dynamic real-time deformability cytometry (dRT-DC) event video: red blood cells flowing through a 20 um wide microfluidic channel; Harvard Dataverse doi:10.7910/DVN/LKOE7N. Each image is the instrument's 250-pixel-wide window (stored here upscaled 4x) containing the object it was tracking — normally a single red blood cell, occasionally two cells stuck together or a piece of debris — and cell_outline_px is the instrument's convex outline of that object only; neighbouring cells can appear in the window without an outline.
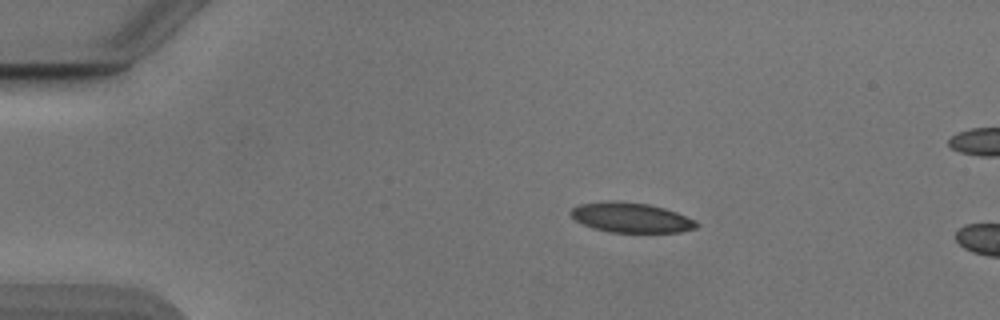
{"species": "Egyptian fruit bat (a non-hibernating species)", "species_latin": "Rousettus aegyptiacus", "temperature_condition": "cold", "stored_images_in_passage": 5, "camera_frame_rate_fps": 3000, "um_per_image_px": 0.085, "animal": {"sex": "male"}, "frame": {"image": 1, "passage_image": 1, "time_ms": 0.0, "image_size_px": [1000, 320], "cell_outline_px": [[700, 224], [696, 228], [680, 232], [608, 232], [592, 228], [576, 220], [568, 212], [572, 208], [580, 204], [604, 200], [616, 200], [648, 204], [664, 208], [676, 212], [696, 220]], "centroid_in_image_um": [53.63, 18.48], "position_along_channel_um": 31.4, "area_um2": 22.08}}